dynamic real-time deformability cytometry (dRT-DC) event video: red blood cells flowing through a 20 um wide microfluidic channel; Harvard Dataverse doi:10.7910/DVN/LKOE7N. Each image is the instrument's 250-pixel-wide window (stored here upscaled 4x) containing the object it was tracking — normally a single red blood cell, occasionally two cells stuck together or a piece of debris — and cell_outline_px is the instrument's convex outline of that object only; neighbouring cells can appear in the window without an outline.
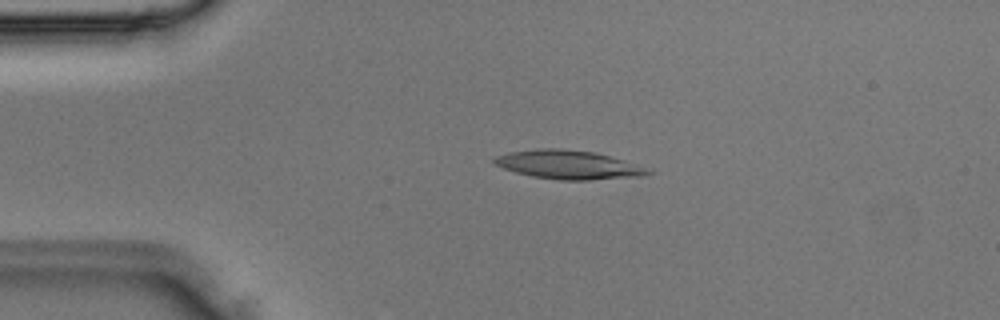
{"species": "Egyptian fruit bat (a non-hibernating species)", "species_latin": "Rousettus aegyptiacus", "temperature_condition": "room temperature", "stored_images_in_passage": 3, "camera_frame_rate_fps": 3000, "um_per_image_px": 0.085, "animal": {"sex": "male"}, "frame": {"image": 1, "passage_image": 2, "time_ms": 0.333, "image_size_px": [1000, 320], "cell_outline_px": [[656, 172], [644, 176], [588, 180], [560, 180], [532, 176], [516, 172], [504, 168], [496, 164], [492, 160], [496, 156], [508, 152], [536, 148], [560, 148], [596, 152], [624, 160]], "centroid_in_image_um": [48.33, 13.99], "position_along_channel_um": 36.7, "area_um2": 25.78}}